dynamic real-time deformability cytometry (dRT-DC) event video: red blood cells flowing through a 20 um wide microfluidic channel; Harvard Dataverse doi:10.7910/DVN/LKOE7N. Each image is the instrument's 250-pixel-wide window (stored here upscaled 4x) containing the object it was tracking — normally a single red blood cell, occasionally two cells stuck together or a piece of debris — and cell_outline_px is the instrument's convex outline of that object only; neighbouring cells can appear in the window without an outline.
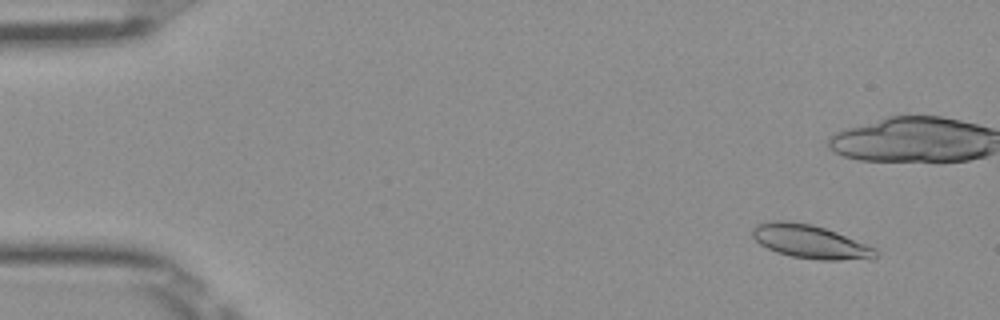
{"species": "Egyptian fruit bat (a non-hibernating species)", "species_latin": "Rousettus aegyptiacus", "temperature_condition": "room temperature", "stored_images_in_passage": 52, "camera_frame_rate_fps": 3000, "um_per_image_px": 0.085, "frame": {"image": 1, "passage_image": 5, "time_ms": 1.333, "image_size_px": [1000, 320], "cell_outline_px": [[880, 256], [872, 260], [820, 260], [792, 256], [776, 252], [760, 244], [752, 236], [752, 228], [756, 224], [772, 220], [788, 220], [812, 224], [836, 232], [876, 248]], "centroid_in_image_um": [68.9, 20.55], "position_along_channel_um": 16.1, "area_um2": 24.39}}
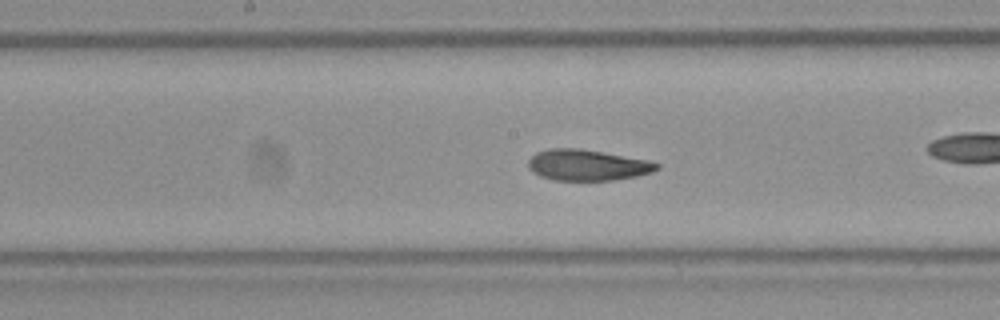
{"frame": {"image": 2, "passage_image": 27, "time_ms": 8.667, "image_size_px": [1000, 320], "cell_outline_px": [[660, 168], [652, 172], [636, 176], [612, 180], [552, 180], [540, 176], [532, 172], [528, 168], [528, 160], [536, 152], [548, 148], [580, 148], [648, 160], [660, 164]], "centroid_in_image_um": [49.9, 14.03], "position_along_channel_um": 198.3, "area_um2": 23.29}}
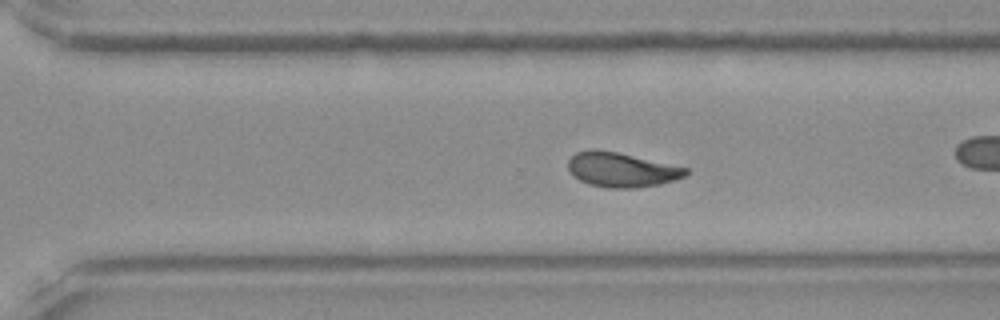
{"frame": {"image": 3, "passage_image": 36, "time_ms": 11.667, "image_size_px": [1000, 320], "cell_outline_px": [[688, 172], [684, 176], [676, 180], [660, 184], [632, 188], [608, 188], [588, 184], [572, 176], [568, 168], [568, 160], [576, 152], [592, 148], [596, 148], [616, 152], [688, 168]], "centroid_in_image_um": [52.78, 14.42], "position_along_channel_um": 317.8, "area_um2": 23.7}, "authors_computed_cell_mechanics": {"area_um2": 23.8714, "velocity_mm_per_s": 4.0006, "shape_relaxation_time_tau1_ms": 5.953, "shape_relaxation_time_tau2_ms": 1.5838, "deformation_change_tau1": 0.1796, "deformation_change_tau2": 0.0772}}